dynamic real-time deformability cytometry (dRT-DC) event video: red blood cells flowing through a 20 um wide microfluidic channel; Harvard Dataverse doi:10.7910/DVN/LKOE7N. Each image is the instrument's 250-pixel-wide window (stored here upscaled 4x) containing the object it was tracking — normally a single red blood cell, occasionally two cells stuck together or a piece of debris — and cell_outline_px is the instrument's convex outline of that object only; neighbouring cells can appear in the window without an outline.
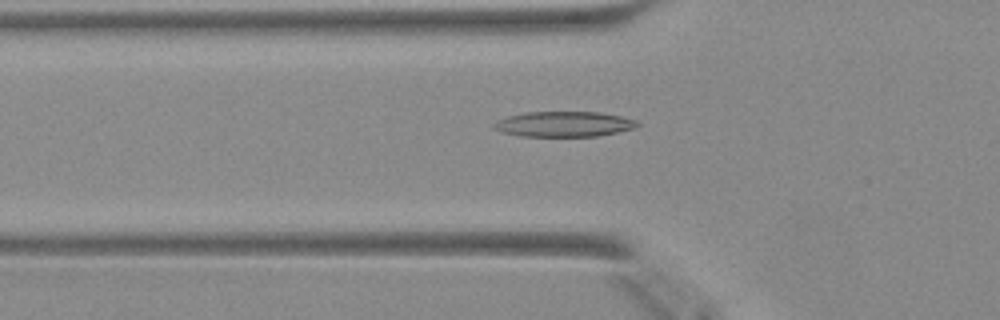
{"species": "Egyptian fruit bat (a non-hibernating species)", "species_latin": "Rousettus aegyptiacus", "temperature_condition": "warm", "stored_images_in_passage": 48, "camera_frame_rate_fps": 3000, "um_per_image_px": 0.085, "animal": {"sex": "female"}, "frame": {"image": 1, "passage_image": 17, "time_ms": 5.333, "image_size_px": [1000, 320], "cell_outline_px": [[640, 124], [636, 128], [596, 136], [520, 136], [504, 132], [492, 128], [492, 124], [496, 120], [508, 116], [524, 112], [600, 112], [620, 116], [636, 120]], "centroid_in_image_um": [47.91, 10.54], "position_along_channel_um": 77.9, "area_um2": 21.15}}
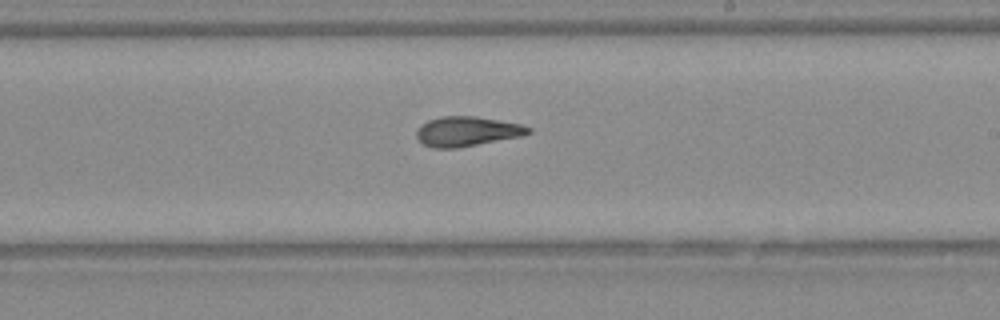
{"frame": {"image": 2, "passage_image": 29, "time_ms": 9.333, "image_size_px": [1000, 320], "cell_outline_px": [[532, 132], [520, 136], [456, 148], [432, 148], [424, 144], [416, 136], [416, 128], [420, 124], [428, 120], [440, 116], [476, 116], [520, 124], [532, 128]], "centroid_in_image_um": [39.65, 11.16], "position_along_channel_um": 249.4, "area_um2": 19.31}}
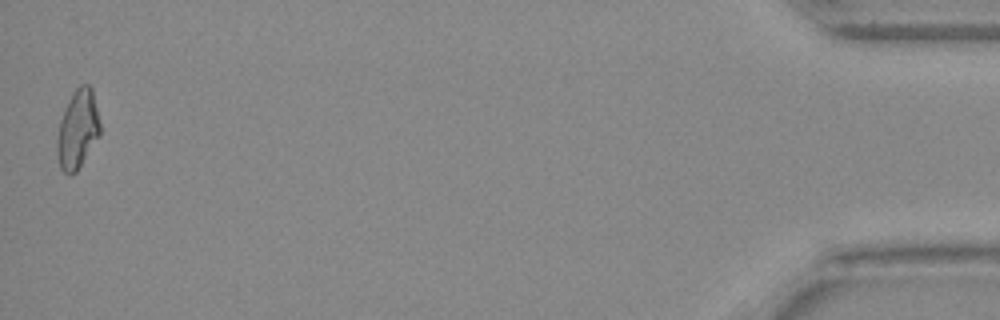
{"frame": {"image": 3, "passage_image": 48, "time_ms": 15.667, "image_size_px": [1000, 320], "cell_outline_px": [[100, 136], [76, 172], [68, 176], [60, 168], [56, 152], [56, 140], [60, 120], [68, 100], [72, 92], [80, 84], [88, 84], [92, 88], [100, 124]], "centroid_in_image_um": [6.59, 11.01], "position_along_channel_um": 428.6, "area_um2": 19.88}}